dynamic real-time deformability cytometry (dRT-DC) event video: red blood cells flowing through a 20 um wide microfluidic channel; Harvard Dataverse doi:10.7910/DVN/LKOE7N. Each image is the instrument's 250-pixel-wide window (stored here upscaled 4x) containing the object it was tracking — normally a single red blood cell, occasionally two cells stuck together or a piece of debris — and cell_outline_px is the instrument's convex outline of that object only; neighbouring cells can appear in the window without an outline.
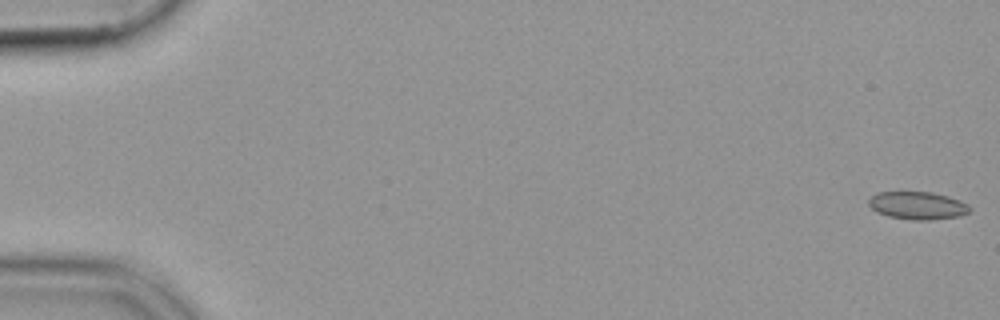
{"species": "common noctule bat (a hibernating species)", "species_latin": "Nyctalus noctula", "temperature_condition": "cold", "stored_images_in_passage": 54, "camera_frame_rate_fps": 3000, "um_per_image_px": 0.085, "animal": {"sex": "female", "body_mass_g": 19.9}, "frame": {"image": 1, "passage_image": 1, "time_ms": 0.0, "image_size_px": [1000, 320], "cell_outline_px": [[972, 208], [968, 212], [960, 216], [928, 220], [912, 220], [888, 216], [876, 212], [868, 204], [868, 200], [876, 192], [932, 192], [948, 196], [960, 200], [968, 204]], "centroid_in_image_um": [78.0, 17.47], "position_along_channel_um": 7.0, "area_um2": 16.42}}
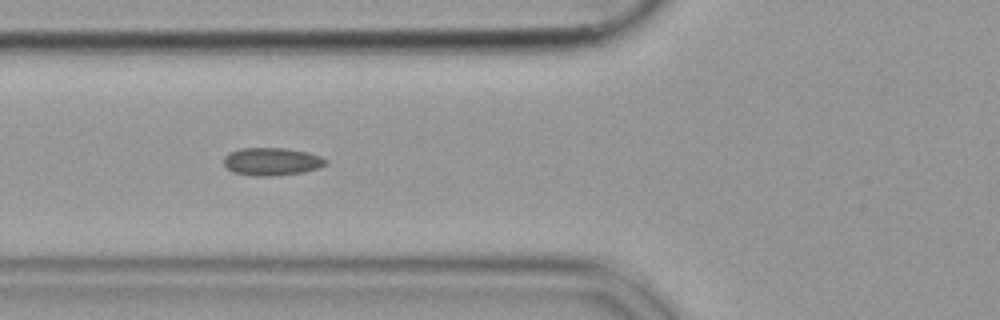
{"frame": {"image": 2, "passage_image": 21, "time_ms": 6.667, "image_size_px": [1000, 320], "cell_outline_px": [[328, 164], [320, 168], [304, 172], [276, 176], [256, 176], [232, 172], [224, 164], [224, 156], [228, 152], [240, 148], [284, 148], [308, 152], [320, 156], [328, 160]], "centroid_in_image_um": [23.13, 13.73], "position_along_channel_um": 102.7, "area_um2": 16.76}}
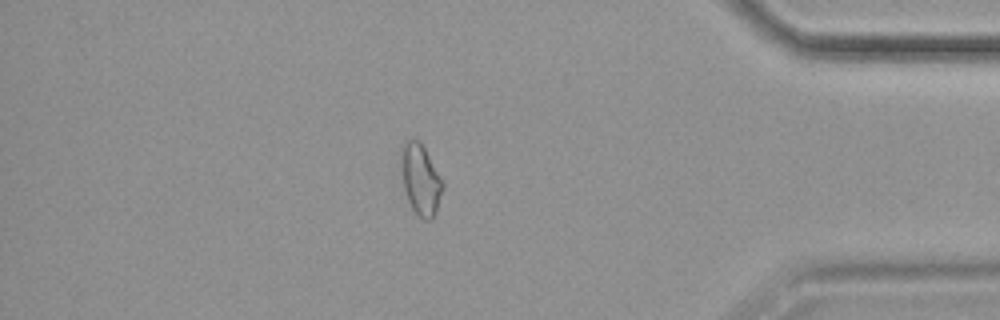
{"frame": {"image": 3, "passage_image": 47, "time_ms": 15.333, "image_size_px": [1000, 320], "cell_outline_px": [[444, 188], [436, 212], [432, 220], [424, 220], [412, 208], [408, 200], [404, 188], [400, 164], [400, 144], [408, 140], [420, 140], [444, 184]], "centroid_in_image_um": [35.73, 15.24], "position_along_channel_um": 399.5, "area_um2": 17.22}}